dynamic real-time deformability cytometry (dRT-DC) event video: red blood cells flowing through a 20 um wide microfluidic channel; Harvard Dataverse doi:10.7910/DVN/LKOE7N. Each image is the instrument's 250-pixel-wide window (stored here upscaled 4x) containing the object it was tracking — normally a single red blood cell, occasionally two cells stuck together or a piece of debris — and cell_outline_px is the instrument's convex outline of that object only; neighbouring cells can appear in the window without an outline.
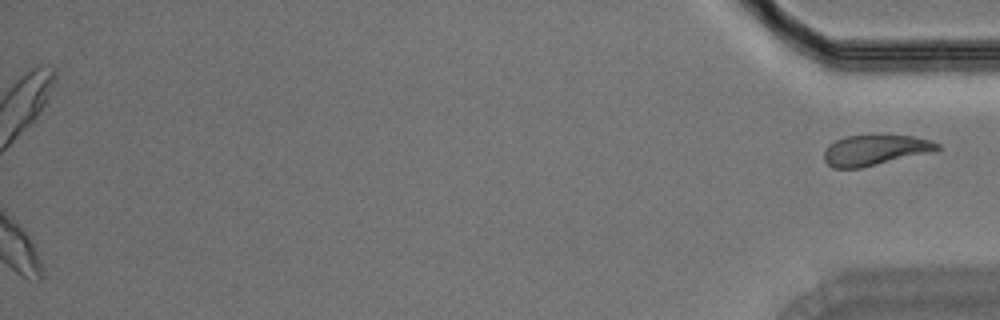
{"species": "Egyptian fruit bat (a non-hibernating species)", "species_latin": "Rousettus aegyptiacus", "temperature_condition": "room temperature", "stored_images_in_passage": 38, "camera_frame_rate_fps": 3000, "um_per_image_px": 0.085, "animal": {"sex": "male"}, "frame": {"image": 1, "passage_image": 38, "time_ms": 12.333, "image_size_px": [1000, 320], "cell_outline_px": [[940, 148], [936, 152], [860, 168], [832, 168], [824, 160], [824, 152], [828, 144], [844, 136], [872, 132], [880, 132], [912, 136], [928, 140], [940, 144]], "centroid_in_image_um": [74.4, 12.71], "position_along_channel_um": 360.8, "area_um2": 21.21}}